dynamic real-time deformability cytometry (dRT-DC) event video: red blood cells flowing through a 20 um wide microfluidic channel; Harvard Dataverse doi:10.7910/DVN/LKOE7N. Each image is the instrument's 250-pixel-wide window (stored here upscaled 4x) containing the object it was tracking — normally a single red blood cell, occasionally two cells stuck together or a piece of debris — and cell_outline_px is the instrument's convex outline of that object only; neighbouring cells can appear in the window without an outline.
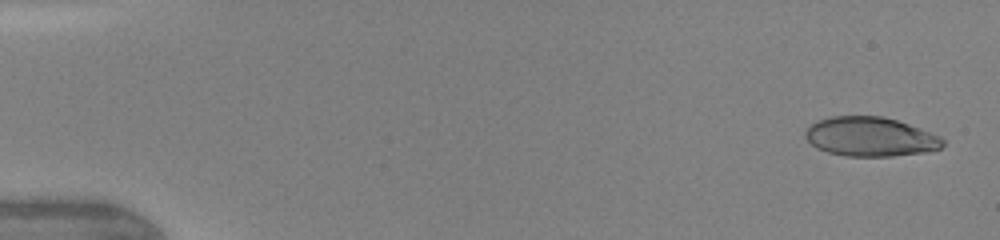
{"species": "human", "species_latin": "Homo sapiens", "temperature_condition": "warm", "stored_images_in_passage": 50, "camera_frame_rate_fps": 3000, "um_per_image_px": 0.085, "donor": {"sex": "female"}, "frame": {"image": 1, "passage_image": 2, "time_ms": 0.333, "image_size_px": [1000, 240], "cell_outline_px": [[944, 144], [940, 148], [924, 152], [892, 156], [844, 156], [828, 152], [816, 148], [804, 136], [804, 132], [816, 120], [832, 116], [884, 116], [920, 128], [940, 136], [944, 140]], "centroid_in_image_um": [73.96, 11.62], "position_along_channel_um": 11.0, "area_um2": 31.44}}
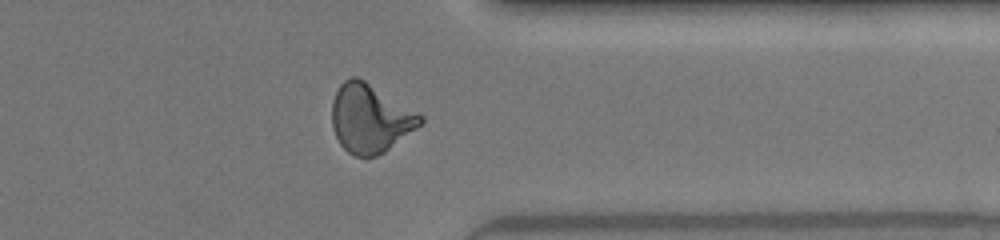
{"frame": {"image": 2, "passage_image": 42, "time_ms": 12.333, "image_size_px": [1000, 240], "cell_outline_px": [[424, 120], [416, 128], [384, 152], [376, 156], [356, 156], [348, 152], [340, 144], [332, 128], [332, 100], [340, 84], [344, 80], [352, 76], [356, 76], [364, 80], [424, 116]], "centroid_in_image_um": [31.43, 10.06], "position_along_channel_um": 380.0, "area_um2": 34.91}}
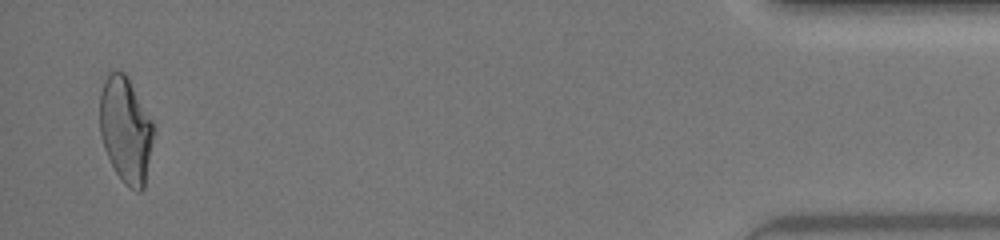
{"frame": {"image": 3, "passage_image": 50, "time_ms": 15.0, "image_size_px": [1000, 240], "cell_outline_px": [[156, 128], [144, 188], [140, 192], [136, 192], [128, 188], [124, 184], [116, 172], [104, 148], [100, 136], [100, 92], [104, 80], [108, 72], [124, 72], [128, 76], [152, 120]], "centroid_in_image_um": [10.7, 11.05], "position_along_channel_um": 424.5, "area_um2": 33.64}, "authors_computed_cell_mechanics": {"area_um2": 33.0616, "velocity_mm_per_s": 4.3145, "shape_relaxation_time_tau1_ms": 8.4672, "shape_relaxation_time_tau2_ms": 0.9775, "deformation_change_tau1": 0.2706, "deformation_change_tau2": 0.0881}}